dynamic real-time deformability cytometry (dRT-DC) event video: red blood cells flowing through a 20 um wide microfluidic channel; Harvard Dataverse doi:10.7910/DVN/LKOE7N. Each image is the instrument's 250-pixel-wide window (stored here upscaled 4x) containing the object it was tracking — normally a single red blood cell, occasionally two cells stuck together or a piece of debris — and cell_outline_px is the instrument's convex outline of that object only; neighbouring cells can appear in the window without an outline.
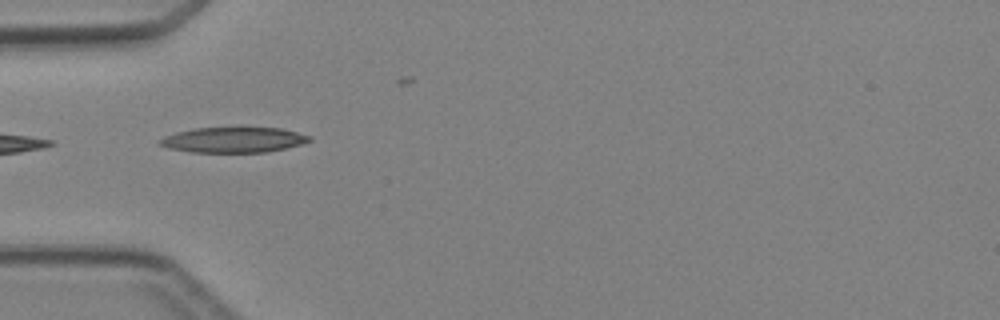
{"species": "Egyptian fruit bat (a non-hibernating species)", "species_latin": "Rousettus aegyptiacus", "temperature_condition": "cold", "stored_images_in_passage": 5, "camera_frame_rate_fps": 3000, "um_per_image_px": 0.085, "animal": {"sex": "female"}, "frame": {"image": 1, "passage_image": 4, "time_ms": 4.333, "image_size_px": [1000, 320], "cell_outline_px": [[312, 140], [300, 144], [284, 148], [264, 152], [192, 152], [168, 148], [156, 144], [164, 136], [176, 132], [196, 128], [240, 124], [280, 128], [312, 136]], "centroid_in_image_um": [19.84, 11.83], "position_along_channel_um": 65.2, "area_um2": 23.12}}
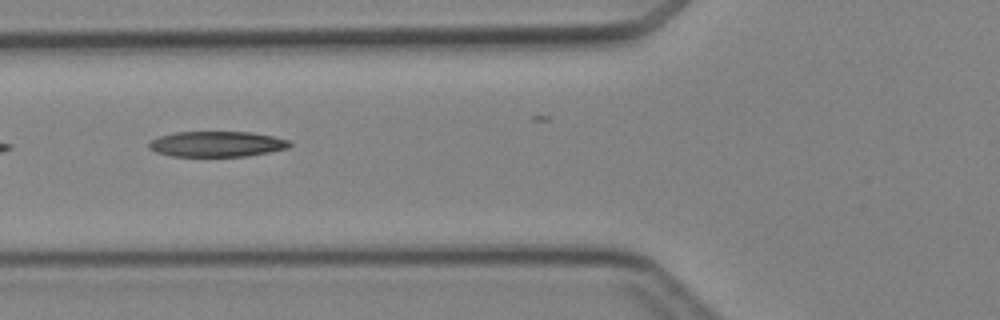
{"frame": {"image": 2, "passage_image": 5, "time_ms": 5.333, "image_size_px": [1000, 320], "cell_outline_px": [[292, 144], [288, 148], [248, 156], [172, 156], [156, 152], [148, 148], [148, 144], [152, 140], [160, 136], [176, 132], [252, 132], [272, 136], [288, 140]], "centroid_in_image_um": [18.43, 12.24], "position_along_channel_um": 107.4, "area_um2": 20.81}}